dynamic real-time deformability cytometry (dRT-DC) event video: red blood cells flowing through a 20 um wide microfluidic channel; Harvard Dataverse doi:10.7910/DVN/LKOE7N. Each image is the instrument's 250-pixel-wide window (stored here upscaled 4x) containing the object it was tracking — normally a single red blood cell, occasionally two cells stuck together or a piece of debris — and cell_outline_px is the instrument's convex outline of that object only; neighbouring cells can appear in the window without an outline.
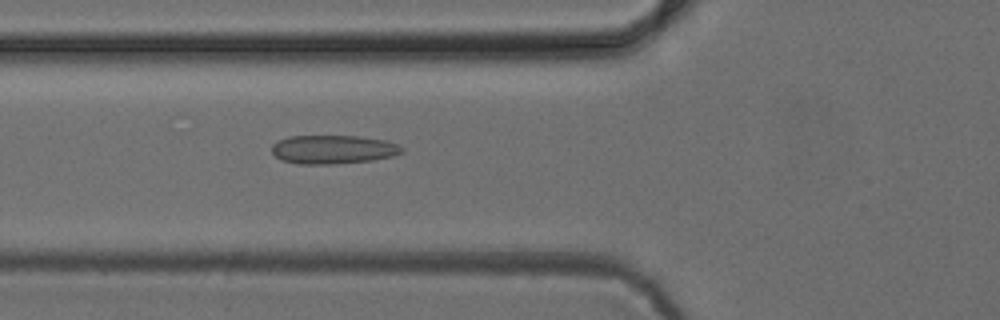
{"species": "common noctule bat (a hibernating species)", "species_latin": "Nyctalus noctula", "temperature_condition": "cold", "stored_images_in_passage": 39, "camera_frame_rate_fps": 3000, "um_per_image_px": 0.085, "animal": {"sex": "female", "body_mass_g": 24.6, "forearm_length_mm": 56.2}, "frame": {"image": 1, "passage_image": 7, "time_ms": 2.0, "image_size_px": [1000, 320], "cell_outline_px": [[404, 152], [392, 156], [372, 160], [332, 164], [296, 164], [280, 160], [272, 152], [272, 144], [276, 140], [288, 136], [360, 136], [384, 140], [396, 144], [404, 148]], "centroid_in_image_um": [28.27, 12.7], "position_along_channel_um": 97.5, "area_um2": 21.91}}
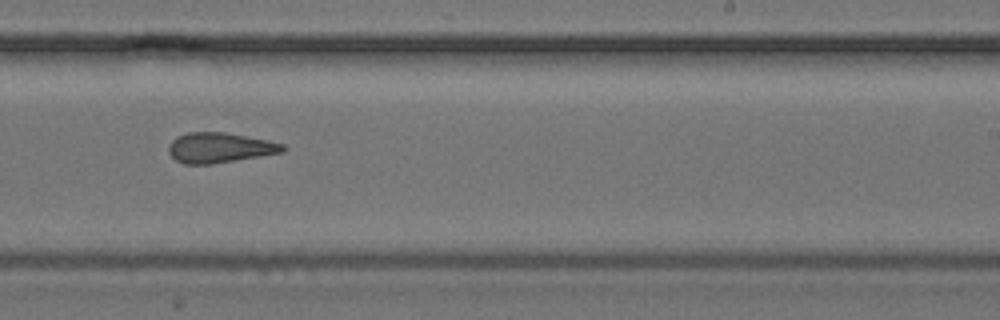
{"frame": {"image": 2, "passage_image": 20, "time_ms": 6.333, "image_size_px": [1000, 320], "cell_outline_px": [[288, 148], [284, 152], [212, 164], [184, 164], [176, 160], [168, 152], [168, 144], [176, 136], [188, 132], [224, 132], [268, 140], [284, 144]], "centroid_in_image_um": [18.67, 12.55], "position_along_channel_um": 270.3, "area_um2": 20.17}}
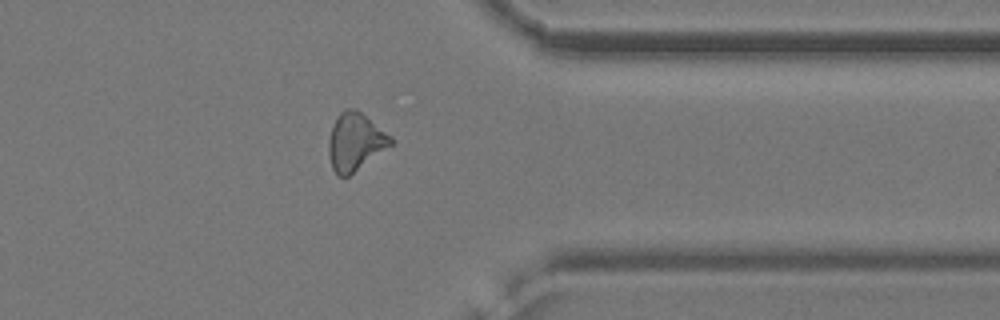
{"frame": {"image": 3, "passage_image": 29, "time_ms": 9.333, "image_size_px": [1000, 320], "cell_outline_px": [[392, 144], [348, 176], [336, 176], [332, 168], [328, 152], [328, 140], [332, 124], [340, 112], [344, 108], [356, 108], [392, 136]], "centroid_in_image_um": [30.16, 12.03], "position_along_channel_um": 381.2, "area_um2": 20.81}}